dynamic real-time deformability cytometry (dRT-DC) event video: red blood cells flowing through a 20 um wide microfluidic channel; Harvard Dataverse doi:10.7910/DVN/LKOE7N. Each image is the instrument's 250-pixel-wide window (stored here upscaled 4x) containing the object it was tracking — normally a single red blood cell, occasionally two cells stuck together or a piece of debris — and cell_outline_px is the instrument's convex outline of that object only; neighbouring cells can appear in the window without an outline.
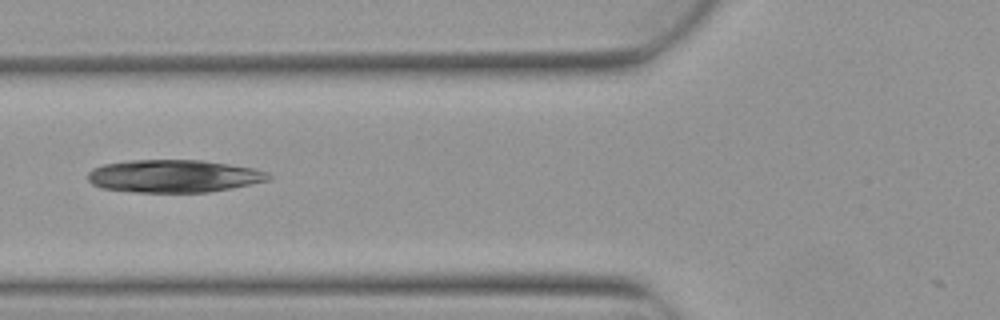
{"species": "Egyptian fruit bat (a non-hibernating species)", "species_latin": "Rousettus aegyptiacus", "temperature_condition": "warm", "stored_images_in_passage": 4, "camera_frame_rate_fps": 3000, "um_per_image_px": 0.085, "animal": {"sex": "female"}, "frame": {"image": 1, "passage_image": 3, "time_ms": 0.667, "image_size_px": [1000, 320], "cell_outline_px": [[272, 176], [268, 180], [232, 188], [208, 192], [136, 192], [100, 188], [92, 184], [88, 180], [88, 172], [92, 168], [104, 164], [128, 160], [204, 160], [252, 168], [268, 172]], "centroid_in_image_um": [14.74, 14.96], "position_along_channel_um": 111.1, "area_um2": 34.45}}
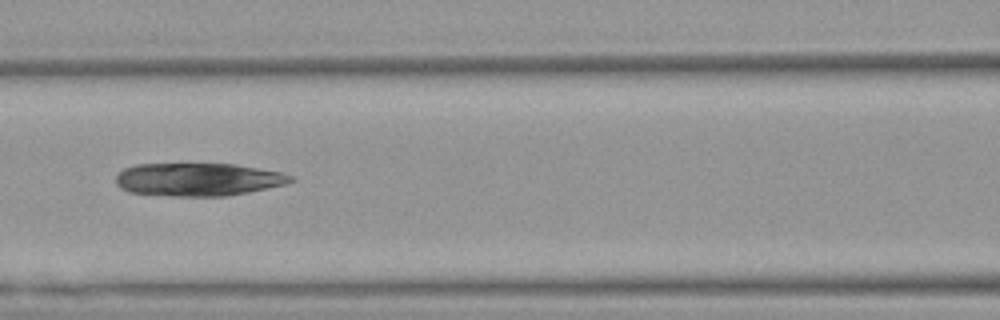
{"frame": {"image": 2, "passage_image": 4, "time_ms": 1.0, "image_size_px": [1000, 320], "cell_outline_px": [[296, 180], [284, 184], [248, 192], [224, 196], [176, 196], [128, 192], [120, 188], [116, 184], [116, 176], [124, 168], [136, 164], [236, 164], [280, 172], [296, 176]], "centroid_in_image_um": [16.84, 15.25], "position_along_channel_um": 149.8, "area_um2": 33.58}}